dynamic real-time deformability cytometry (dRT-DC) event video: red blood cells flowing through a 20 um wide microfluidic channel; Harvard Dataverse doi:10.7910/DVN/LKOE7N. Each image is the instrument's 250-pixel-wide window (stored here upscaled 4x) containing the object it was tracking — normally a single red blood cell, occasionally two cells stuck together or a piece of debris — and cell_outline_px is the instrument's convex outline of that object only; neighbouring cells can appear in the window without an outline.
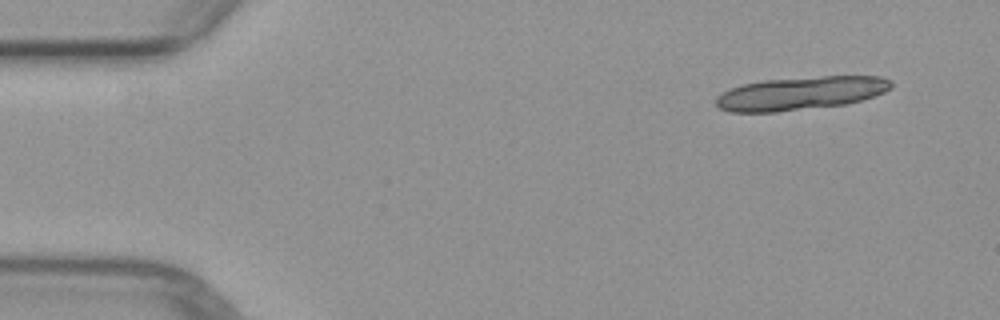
{"species": "common noctule bat (a hibernating species)", "species_latin": "Nyctalus noctula", "temperature_condition": "warm", "stored_images_in_passage": 4, "camera_frame_rate_fps": 3000, "um_per_image_px": 0.085, "animal": {"sex": "female", "body_mass_g": 29.2, "forearm_length_mm": 56.3}, "frame": {"image": 1, "passage_image": 1, "time_ms": 0.0, "image_size_px": [1000, 320], "cell_outline_px": [[892, 88], [884, 92], [848, 104], [776, 112], [728, 112], [720, 108], [716, 104], [716, 96], [732, 88], [744, 84], [764, 80], [824, 76], [880, 76], [892, 80]], "centroid_in_image_um": [68.08, 7.93], "position_along_channel_um": 16.9, "area_um2": 33.87}}